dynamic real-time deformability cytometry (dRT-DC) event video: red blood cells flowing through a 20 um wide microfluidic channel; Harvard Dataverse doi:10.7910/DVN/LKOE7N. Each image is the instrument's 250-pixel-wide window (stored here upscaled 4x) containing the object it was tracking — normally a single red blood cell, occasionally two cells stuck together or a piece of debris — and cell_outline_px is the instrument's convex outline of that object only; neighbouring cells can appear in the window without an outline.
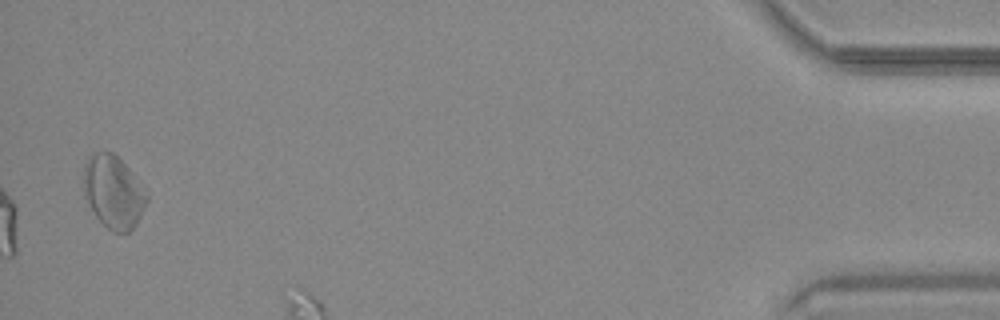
{"species": "common noctule bat (a hibernating species)", "species_latin": "Nyctalus noctula", "temperature_condition": "warm", "stored_images_in_passage": 40, "camera_frame_rate_fps": 3000, "um_per_image_px": 0.085, "animal": {"sex": "male", "body_mass_g": 20.4}, "frame": {"image": 1, "passage_image": 40, "time_ms": 13.0, "image_size_px": [1000, 320], "cell_outline_px": [[148, 200], [136, 224], [128, 232], [112, 232], [96, 216], [84, 196], [84, 164], [96, 152], [112, 152], [128, 168], [148, 196]], "centroid_in_image_um": [9.63, 16.33], "position_along_channel_um": 425.6, "area_um2": 26.07}}